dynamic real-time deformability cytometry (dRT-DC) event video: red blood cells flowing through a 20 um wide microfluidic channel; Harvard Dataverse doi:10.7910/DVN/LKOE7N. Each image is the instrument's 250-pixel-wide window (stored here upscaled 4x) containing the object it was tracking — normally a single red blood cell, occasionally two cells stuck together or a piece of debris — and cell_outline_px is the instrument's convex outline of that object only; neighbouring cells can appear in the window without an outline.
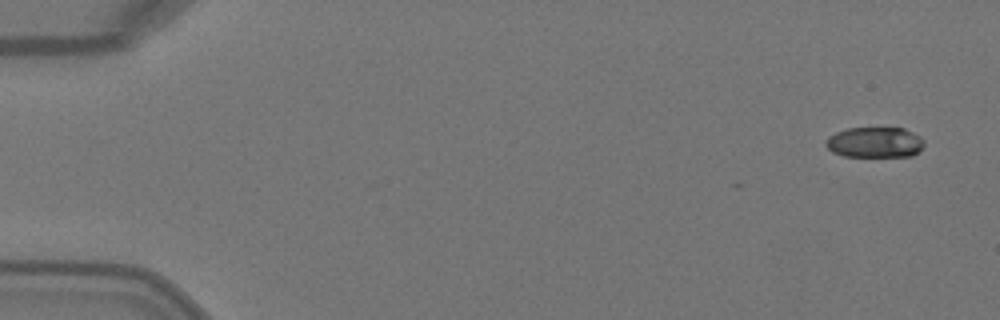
{"species": "Egyptian fruit bat (a non-hibernating species)", "species_latin": "Rousettus aegyptiacus", "temperature_condition": "warm", "stored_images_in_passage": 4, "camera_frame_rate_fps": 3000, "um_per_image_px": 0.085, "animal": {"sex": "female"}, "frame": {"image": 1, "passage_image": 1, "time_ms": 0.0, "image_size_px": [1000, 320], "cell_outline_px": [[924, 144], [912, 156], [844, 156], [832, 152], [824, 144], [828, 136], [836, 132], [848, 128], [904, 128], [920, 136], [924, 140]], "centroid_in_image_um": [74.33, 12.09], "position_along_channel_um": 10.7, "area_um2": 17.46}}